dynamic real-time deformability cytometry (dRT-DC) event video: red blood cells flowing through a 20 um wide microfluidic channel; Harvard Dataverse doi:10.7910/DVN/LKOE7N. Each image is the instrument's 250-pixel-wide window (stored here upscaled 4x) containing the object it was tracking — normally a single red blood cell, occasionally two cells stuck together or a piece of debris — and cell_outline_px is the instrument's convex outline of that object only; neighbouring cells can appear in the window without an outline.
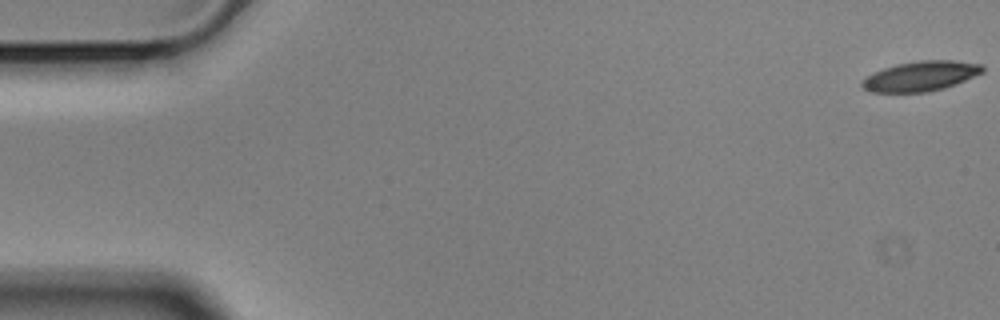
{"species": "Egyptian fruit bat (a non-hibernating species)", "species_latin": "Rousettus aegyptiacus", "temperature_condition": "cold", "stored_images_in_passage": 58, "camera_frame_rate_fps": 3000, "um_per_image_px": 0.085, "animal": {"sex": "male"}, "frame": {"image": 1, "passage_image": 1, "time_ms": 0.0, "image_size_px": [1000, 320], "cell_outline_px": [[984, 72], [956, 84], [944, 88], [928, 92], [872, 92], [864, 88], [860, 84], [872, 72], [896, 64], [920, 60], [952, 60], [984, 64]], "centroid_in_image_um": [78.3, 6.46], "position_along_channel_um": 6.7, "area_um2": 21.04}}
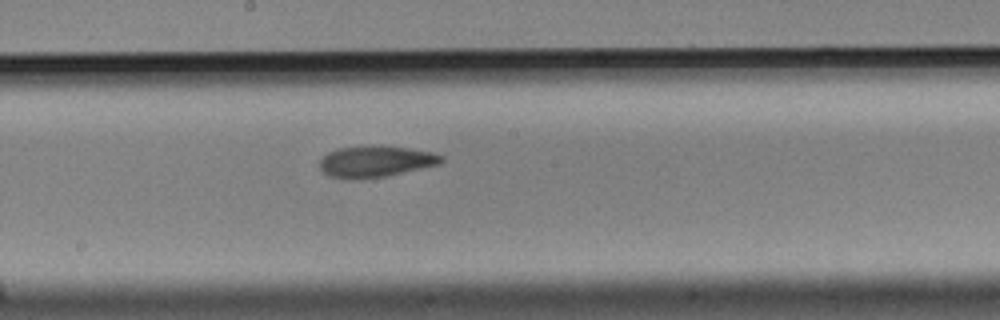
{"frame": {"image": 2, "passage_image": 31, "time_ms": 10.0, "image_size_px": [1000, 320], "cell_outline_px": [[444, 160], [440, 164], [388, 176], [356, 180], [344, 180], [328, 176], [320, 168], [320, 160], [328, 152], [340, 148], [372, 144], [408, 148], [432, 152], [444, 156]], "centroid_in_image_um": [31.92, 13.73], "position_along_channel_um": 216.3, "area_um2": 22.72}}
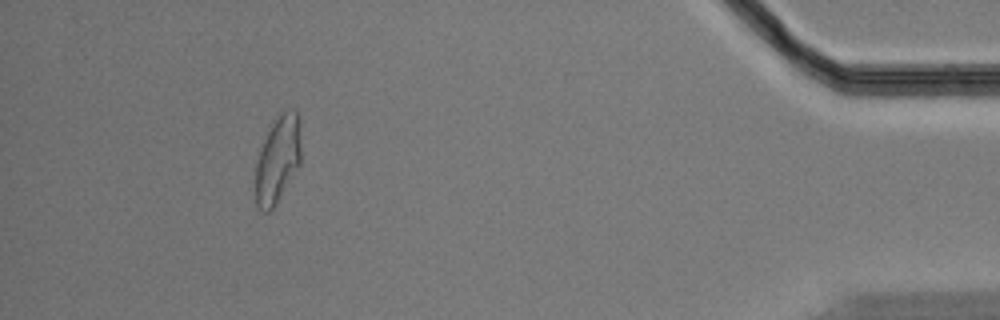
{"frame": {"image": 3, "passage_image": 53, "time_ms": 17.333, "image_size_px": [1000, 320], "cell_outline_px": [[300, 164], [276, 204], [268, 212], [264, 212], [256, 204], [256, 164], [264, 140], [272, 124], [280, 112], [288, 108], [296, 108], [300, 148]], "centroid_in_image_um": [23.61, 13.56], "position_along_channel_um": 411.6, "area_um2": 22.54}, "authors_computed_cell_mechanics": {"area_um2": 22.1952, "velocity_mm_per_s": 3.497, "shape_relaxation_time_tau1_ms": 4.3898, "shape_relaxation_time_tau2_ms": 3.1356, "deformation_change_tau1": 0.1663, "deformation_change_tau2": 0.1027}}